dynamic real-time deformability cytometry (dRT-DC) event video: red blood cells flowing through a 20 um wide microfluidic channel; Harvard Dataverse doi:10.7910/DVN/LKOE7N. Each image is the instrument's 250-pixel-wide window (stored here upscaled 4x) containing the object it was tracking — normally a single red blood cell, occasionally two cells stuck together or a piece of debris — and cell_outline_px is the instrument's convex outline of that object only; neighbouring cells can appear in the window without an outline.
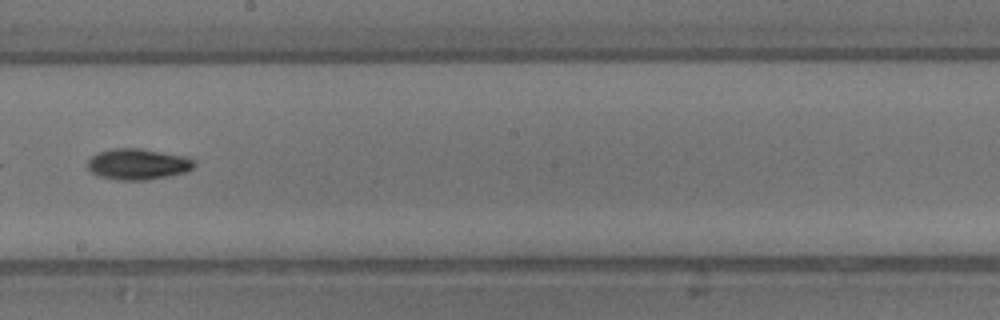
{"species": "common noctule bat (a hibernating species)", "species_latin": "Nyctalus noctula", "temperature_condition": "warm", "stored_images_in_passage": 22, "camera_frame_rate_fps": 3000, "um_per_image_px": 0.085, "animal": {"sex": "male", "body_mass_g": 13.3}, "frame": {"image": 1, "passage_image": 10, "time_ms": 3.0, "image_size_px": [1000, 320], "cell_outline_px": [[196, 164], [192, 168], [184, 172], [168, 176], [144, 180], [116, 180], [96, 176], [88, 168], [88, 160], [96, 152], [112, 148], [140, 148], [188, 156], [196, 160]], "centroid_in_image_um": [11.72, 13.94], "position_along_channel_um": 236.5, "area_um2": 19.54}}
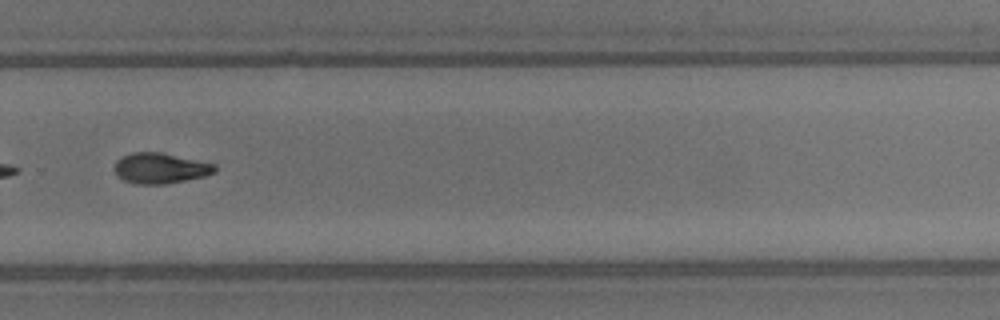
{"frame": {"image": 2, "passage_image": 14, "time_ms": 4.333, "image_size_px": [1000, 320], "cell_outline_px": [[216, 172], [204, 176], [164, 184], [136, 184], [124, 180], [112, 168], [116, 160], [120, 156], [132, 152], [160, 152], [216, 164]], "centroid_in_image_um": [13.6, 14.28], "position_along_channel_um": 316.2, "area_um2": 17.86}}